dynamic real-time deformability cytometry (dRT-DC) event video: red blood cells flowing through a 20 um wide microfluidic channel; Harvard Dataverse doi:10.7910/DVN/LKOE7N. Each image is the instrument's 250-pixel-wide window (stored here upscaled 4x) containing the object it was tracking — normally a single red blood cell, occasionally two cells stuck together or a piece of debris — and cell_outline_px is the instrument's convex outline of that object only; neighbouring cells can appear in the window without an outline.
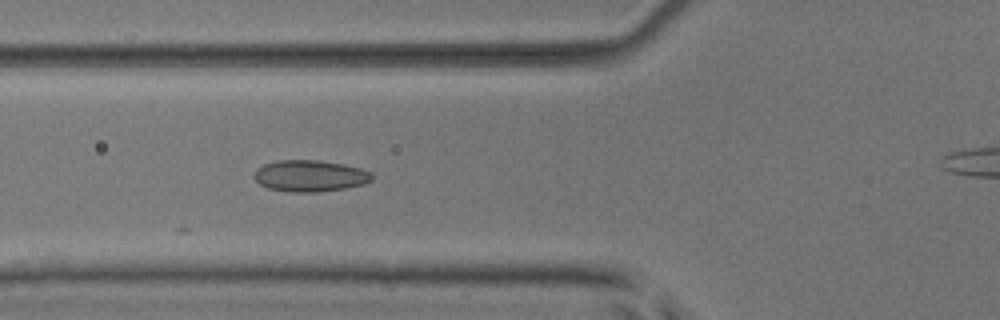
{"species": "common noctule bat (a hibernating species)", "species_latin": "Nyctalus noctula", "temperature_condition": "room temperature", "stored_images_in_passage": 31, "camera_frame_rate_fps": 3000, "um_per_image_px": 0.085, "animal": {"sex": "male", "body_mass_g": 17.9, "forearm_length_mm": 54.2}, "frame": {"image": 1, "passage_image": 20, "time_ms": 6.333, "image_size_px": [1000, 320], "cell_outline_px": [[372, 180], [364, 184], [344, 188], [320, 192], [292, 192], [268, 188], [260, 184], [256, 180], [256, 168], [264, 164], [276, 160], [320, 160], [344, 164], [360, 168], [372, 172]], "centroid_in_image_um": [26.37, 14.94], "position_along_channel_um": 99.4, "area_um2": 21.62}}
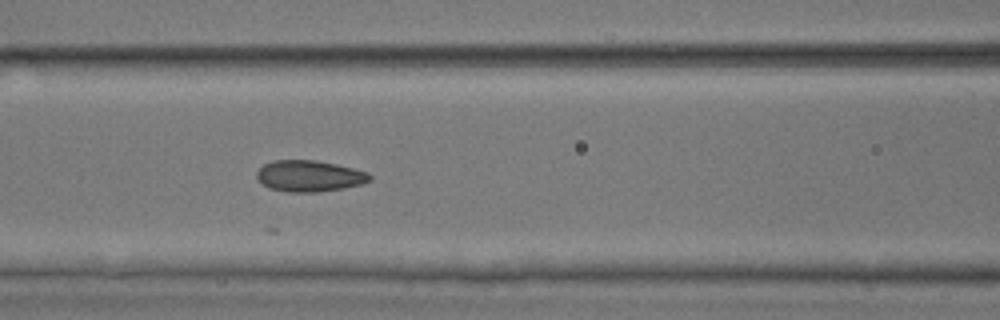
{"frame": {"image": 2, "passage_image": 23, "time_ms": 7.333, "image_size_px": [1000, 320], "cell_outline_px": [[372, 176], [368, 180], [360, 184], [340, 188], [316, 192], [288, 192], [268, 188], [256, 176], [256, 172], [264, 164], [272, 160], [316, 160], [336, 164], [368, 172]], "centroid_in_image_um": [26.25, 14.95], "position_along_channel_um": 140.3, "area_um2": 20.35}}
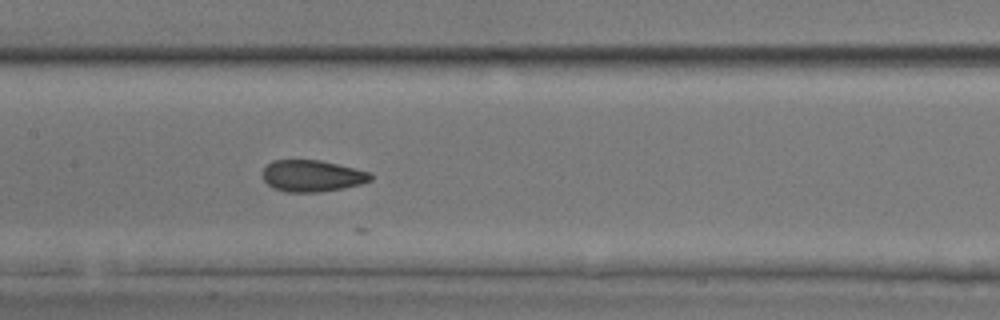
{"frame": {"image": 3, "passage_image": 26, "time_ms": 8.333, "image_size_px": [1000, 320], "cell_outline_px": [[372, 180], [360, 184], [344, 188], [320, 192], [284, 192], [272, 188], [264, 180], [264, 168], [272, 160], [320, 160], [368, 172], [372, 176]], "centroid_in_image_um": [26.51, 14.96], "position_along_channel_um": 180.9, "area_um2": 19.71}}